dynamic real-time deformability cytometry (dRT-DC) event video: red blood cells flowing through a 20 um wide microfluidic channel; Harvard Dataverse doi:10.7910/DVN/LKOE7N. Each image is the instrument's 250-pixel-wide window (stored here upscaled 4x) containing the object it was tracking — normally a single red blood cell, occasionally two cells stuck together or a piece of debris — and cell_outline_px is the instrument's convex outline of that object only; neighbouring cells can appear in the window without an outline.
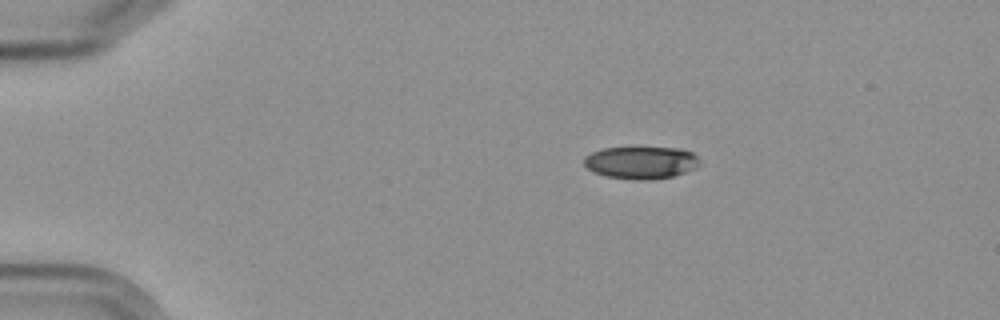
{"species": "Egyptian fruit bat (a non-hibernating species)", "species_latin": "Rousettus aegyptiacus", "temperature_condition": "cold", "stored_images_in_passage": 4, "camera_frame_rate_fps": 3000, "um_per_image_px": 0.085, "frame": {"image": 1, "passage_image": 2, "time_ms": 1.333, "image_size_px": [1000, 320], "cell_outline_px": [[700, 160], [696, 168], [672, 176], [644, 180], [636, 180], [608, 176], [596, 172], [588, 168], [584, 164], [584, 156], [592, 152], [604, 148], [676, 148], [692, 152]], "centroid_in_image_um": [54.49, 13.81], "position_along_channel_um": 30.5, "area_um2": 21.44}}